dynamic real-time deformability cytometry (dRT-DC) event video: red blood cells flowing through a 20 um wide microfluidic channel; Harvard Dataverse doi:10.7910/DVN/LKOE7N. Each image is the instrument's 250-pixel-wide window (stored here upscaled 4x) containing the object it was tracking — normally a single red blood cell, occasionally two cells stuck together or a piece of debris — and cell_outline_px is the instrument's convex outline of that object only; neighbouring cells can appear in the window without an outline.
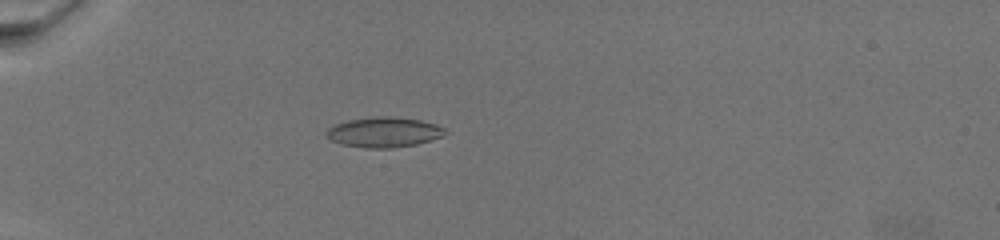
{"species": "common noctule bat (a hibernating species)", "species_latin": "Nyctalus noctula", "temperature_condition": "warm", "stored_images_in_passage": 49, "camera_frame_rate_fps": 3000, "um_per_image_px": 0.085, "animal": {"sex": "female", "body_mass_g": 19.5, "forearm_length_mm": 54.1}, "frame": {"image": 1, "passage_image": 13, "time_ms": 7.333, "image_size_px": [1000, 240], "cell_outline_px": [[448, 132], [444, 136], [416, 144], [392, 148], [368, 148], [340, 144], [324, 136], [324, 132], [328, 128], [336, 124], [348, 120], [376, 116], [392, 116], [420, 120], [436, 124], [444, 128]], "centroid_in_image_um": [32.62, 11.23], "position_along_channel_um": 52.4, "area_um2": 20.98}}
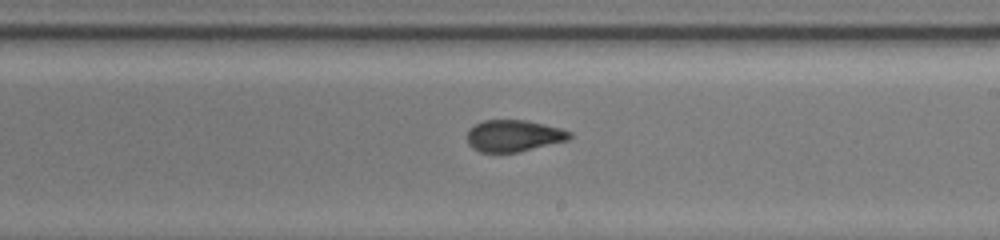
{"frame": {"image": 2, "passage_image": 29, "time_ms": 14.667, "image_size_px": [1000, 240], "cell_outline_px": [[572, 136], [568, 140], [520, 152], [480, 152], [472, 148], [468, 144], [468, 128], [484, 120], [528, 120], [560, 128], [572, 132]], "centroid_in_image_um": [43.67, 11.54], "position_along_channel_um": 245.3, "area_um2": 19.02}}
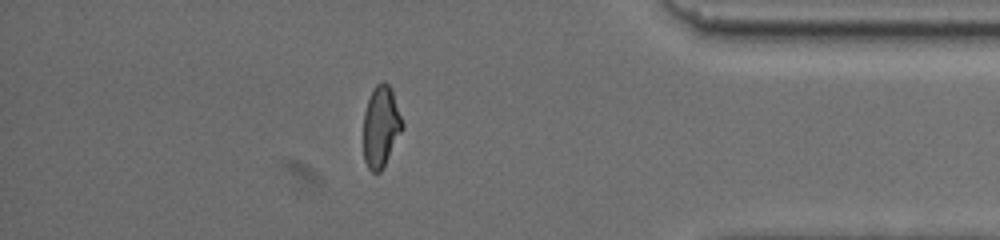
{"frame": {"image": 3, "passage_image": 43, "time_ms": 20.667, "image_size_px": [1000, 240], "cell_outline_px": [[404, 128], [380, 172], [372, 172], [368, 168], [364, 160], [364, 112], [368, 100], [376, 84], [384, 80], [388, 84], [392, 92], [404, 124]], "centroid_in_image_um": [32.38, 10.76], "position_along_channel_um": 402.8, "area_um2": 18.21}}